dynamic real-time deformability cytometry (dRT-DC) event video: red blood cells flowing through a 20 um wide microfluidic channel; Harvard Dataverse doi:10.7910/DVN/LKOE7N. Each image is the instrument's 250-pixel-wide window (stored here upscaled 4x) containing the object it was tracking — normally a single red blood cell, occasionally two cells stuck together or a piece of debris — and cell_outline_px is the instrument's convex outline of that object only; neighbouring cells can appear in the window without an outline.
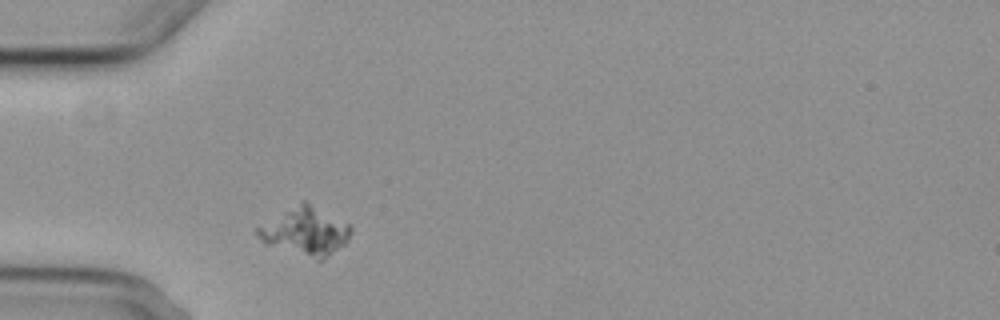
{"species": "common noctule bat (a hibernating species)", "species_latin": "Nyctalus noctula", "temperature_condition": "cold", "stored_images_in_passage": 1, "camera_frame_rate_fps": 3000, "um_per_image_px": 0.085, "animal": {"sex": "female", "body_mass_g": 29.2, "forearm_length_mm": 56.3}, "frame": {"image": 1, "passage_image": 1, "time_ms": 0.0, "image_size_px": [1000, 320], "cell_outline_px": [[352, 232], [348, 240], [344, 244], [324, 260], [316, 260], [268, 244], [256, 236], [256, 228], [300, 200], [304, 200], [352, 224]], "centroid_in_image_um": [26.01, 19.64], "position_along_channel_um": 59.0, "area_um2": 26.13}}